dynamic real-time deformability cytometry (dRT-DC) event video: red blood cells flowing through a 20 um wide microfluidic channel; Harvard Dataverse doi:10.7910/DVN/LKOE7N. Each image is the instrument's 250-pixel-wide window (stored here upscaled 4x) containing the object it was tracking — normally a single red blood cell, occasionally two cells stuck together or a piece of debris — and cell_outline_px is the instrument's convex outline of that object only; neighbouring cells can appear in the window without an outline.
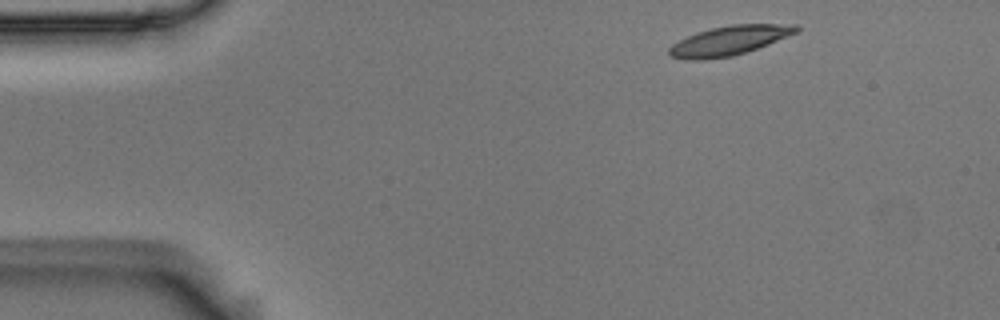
{"species": "Egyptian fruit bat (a non-hibernating species)", "species_latin": "Rousettus aegyptiacus", "temperature_condition": "room temperature", "stored_images_in_passage": 48, "camera_frame_rate_fps": 3000, "um_per_image_px": 0.085, "animal": {"sex": "male"}, "frame": {"image": 1, "passage_image": 1, "time_ms": 0.0, "image_size_px": [1000, 320], "cell_outline_px": [[800, 28], [796, 32], [768, 44], [732, 56], [704, 60], [684, 60], [668, 56], [668, 48], [672, 44], [696, 32], [712, 28], [732, 24], [800, 24]], "centroid_in_image_um": [61.94, 3.45], "position_along_channel_um": 23.1, "area_um2": 21.73}}
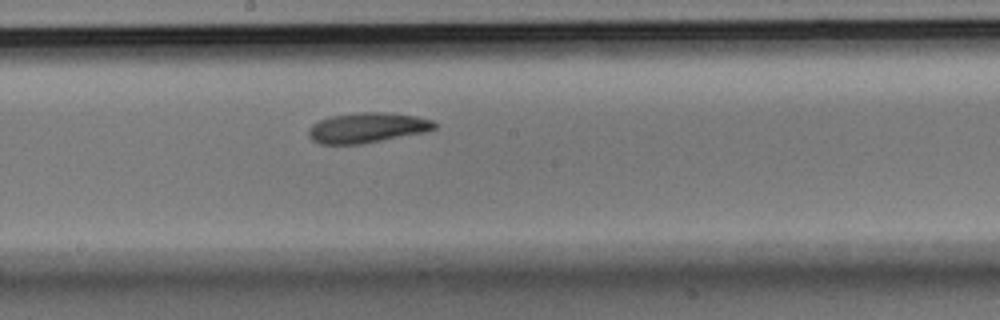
{"frame": {"image": 2, "passage_image": 23, "time_ms": 7.333, "image_size_px": [1000, 320], "cell_outline_px": [[436, 128], [424, 132], [360, 144], [320, 144], [312, 140], [308, 136], [308, 128], [312, 124], [328, 116], [360, 112], [388, 112], [416, 116], [432, 120], [436, 124]], "centroid_in_image_um": [31.17, 10.85], "position_along_channel_um": 217.0, "area_um2": 22.14}}
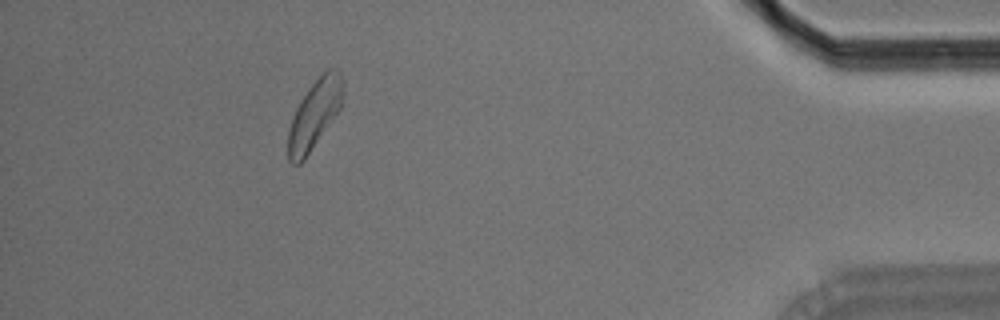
{"frame": {"image": 3, "passage_image": 43, "time_ms": 14.0, "image_size_px": [1000, 320], "cell_outline_px": [[344, 84], [340, 108], [304, 160], [300, 164], [292, 164], [288, 160], [288, 132], [292, 116], [300, 100], [308, 88], [328, 68], [340, 68]], "centroid_in_image_um": [26.73, 9.7], "position_along_channel_um": 408.5, "area_um2": 21.85}, "authors_computed_cell_mechanics": {"area_um2": 21.7617, "velocity_mm_per_s": 3.6783, "shape_relaxation_time_tau1_ms": 6.8361, "shape_relaxation_time_tau2_ms": 4.1356, "deformation_change_tau1": 0.1726, "deformation_change_tau2": 0.1266}}